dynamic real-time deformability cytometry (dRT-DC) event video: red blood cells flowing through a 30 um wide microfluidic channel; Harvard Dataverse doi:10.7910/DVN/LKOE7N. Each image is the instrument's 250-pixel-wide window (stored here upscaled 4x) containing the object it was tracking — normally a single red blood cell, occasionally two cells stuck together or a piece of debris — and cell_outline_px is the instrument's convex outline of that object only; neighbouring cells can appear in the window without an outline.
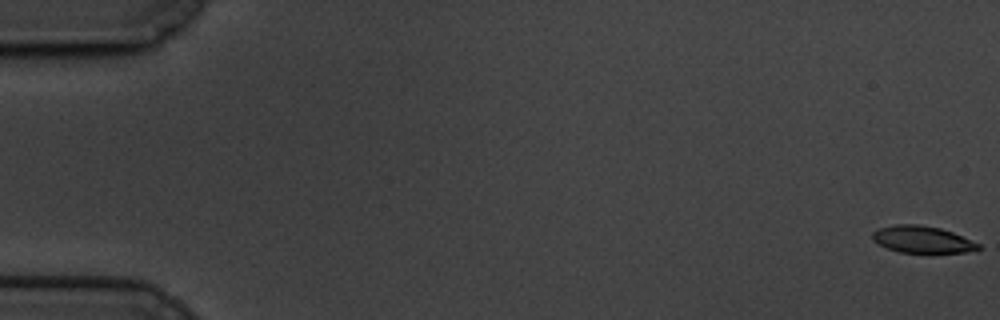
{"species": "common noctule bat (a hibernating species)", "species_latin": "Nyctalus noctula", "temperature_condition": "cold", "stored_images_in_passage": 62, "segment_of_instrument_passage": [1, 2], "camera_frame_rate_fps": 3000, "um_per_image_px": 0.085, "animal": {"sex": "male", "body_mass_g": 19.5, "forearm_length_mm": 54.6}, "frame": {"image": 1, "passage_image": 1, "time_ms": 0.0, "image_size_px": [1000, 320], "cell_outline_px": [[980, 248], [964, 252], [900, 252], [888, 248], [872, 240], [872, 232], [880, 228], [896, 224], [916, 224], [940, 228], [952, 232], [980, 244]], "centroid_in_image_um": [78.36, 20.34], "position_along_channel_um": 6.6, "area_um2": 16.24}}
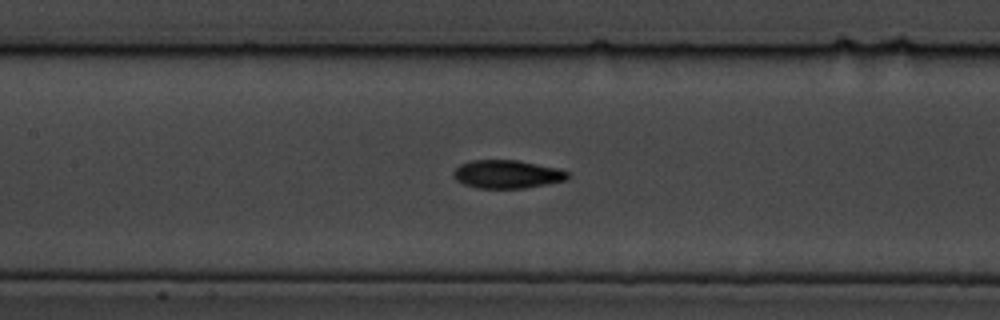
{"frame": {"image": 2, "passage_image": 29, "time_ms": 9.333, "image_size_px": [1000, 320], "cell_outline_px": [[568, 176], [564, 180], [548, 184], [524, 188], [480, 188], [464, 184], [456, 180], [452, 176], [452, 172], [460, 164], [472, 160], [516, 160], [556, 168], [568, 172]], "centroid_in_image_um": [43.05, 14.81], "position_along_channel_um": 164.4, "area_um2": 18.61}}
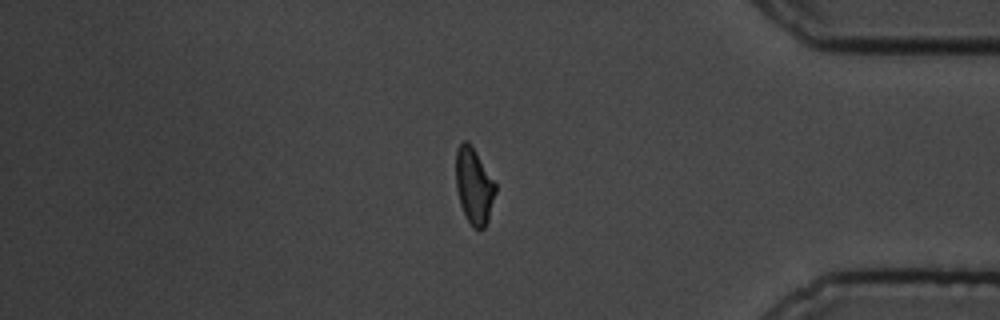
{"frame": {"image": 3, "passage_image": 52, "time_ms": 17.0, "image_size_px": [1000, 320], "cell_outline_px": [[496, 192], [488, 220], [484, 228], [472, 228], [460, 204], [456, 188], [456, 148], [464, 140], [468, 140], [472, 144], [496, 184]], "centroid_in_image_um": [40.29, 15.76], "position_along_channel_um": 394.9, "area_um2": 17.63}}